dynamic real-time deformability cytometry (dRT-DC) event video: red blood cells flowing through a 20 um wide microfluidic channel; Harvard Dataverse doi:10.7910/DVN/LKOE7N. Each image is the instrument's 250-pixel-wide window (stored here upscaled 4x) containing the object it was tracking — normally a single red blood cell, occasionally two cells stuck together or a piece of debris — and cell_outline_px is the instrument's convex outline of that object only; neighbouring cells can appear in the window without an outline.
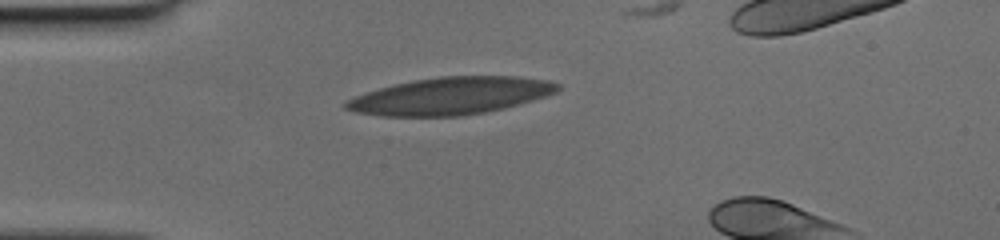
{"species": "human", "species_latin": "Homo sapiens", "temperature_condition": "cold", "stored_images_in_passage": 33, "camera_frame_rate_fps": 3000, "um_per_image_px": 0.085, "donor": {"sex": "female"}, "frame": {"image": 1, "passage_image": 1, "time_ms": 0.0, "image_size_px": [1000, 240], "cell_outline_px": [[560, 88], [556, 92], [532, 100], [504, 108], [464, 116], [380, 116], [356, 112], [344, 108], [344, 104], [348, 100], [364, 92], [412, 80], [440, 76], [516, 76], [548, 80], [560, 84]], "centroid_in_image_um": [38.3, 8.15], "position_along_channel_um": 46.7, "area_um2": 45.84}}
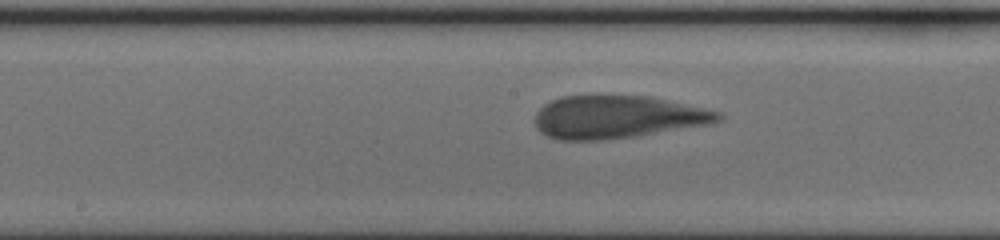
{"frame": {"image": 2, "passage_image": 14, "time_ms": 4.333, "image_size_px": [1000, 240], "cell_outline_px": [[724, 116], [720, 120], [712, 124], [632, 136], [604, 140], [560, 140], [548, 136], [540, 132], [536, 128], [532, 120], [536, 112], [544, 104], [560, 96], [652, 96], [704, 108], [720, 112]], "centroid_in_image_um": [52.45, 9.94], "position_along_channel_um": 195.8, "area_um2": 45.78}}
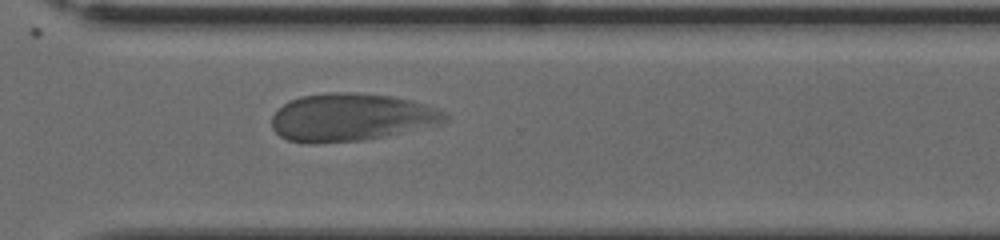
{"frame": {"image": 3, "passage_image": 25, "time_ms": 8.0, "image_size_px": [1000, 240], "cell_outline_px": [[448, 120], [436, 124], [384, 136], [364, 140], [316, 144], [308, 144], [288, 140], [280, 136], [272, 128], [272, 116], [288, 100], [300, 96], [324, 92], [352, 92], [392, 96], [424, 104], [436, 108], [444, 112], [448, 116]], "centroid_in_image_um": [29.78, 9.97], "position_along_channel_um": 340.8, "area_um2": 48.03}}